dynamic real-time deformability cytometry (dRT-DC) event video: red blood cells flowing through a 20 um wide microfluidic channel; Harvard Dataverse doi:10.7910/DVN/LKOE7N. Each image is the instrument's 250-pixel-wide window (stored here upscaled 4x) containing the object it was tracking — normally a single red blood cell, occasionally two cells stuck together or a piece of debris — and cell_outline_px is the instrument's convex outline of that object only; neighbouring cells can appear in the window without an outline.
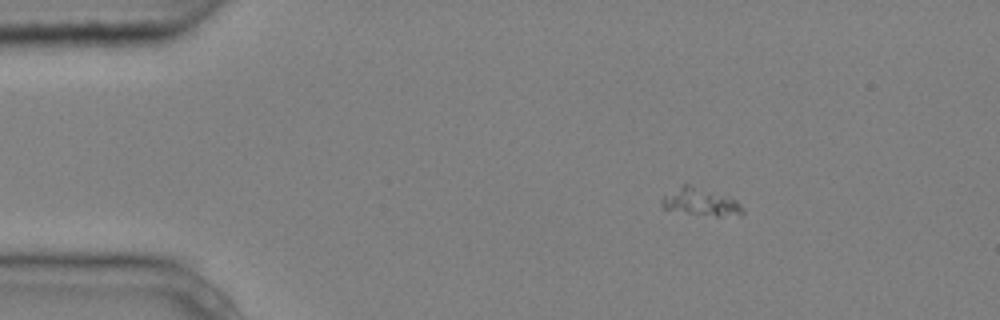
{"species": "common noctule bat (a hibernating species)", "species_latin": "Nyctalus noctula", "temperature_condition": "cold", "stored_images_in_passage": 2, "camera_frame_rate_fps": 3000, "um_per_image_px": 0.085, "animal": {"sex": "male", "body_mass_g": 20.4}, "frame": {"image": 1, "passage_image": 1, "time_ms": 0.0, "image_size_px": [1000, 320], "cell_outline_px": [[744, 212], [720, 216], [716, 216], [688, 212], [664, 208], [660, 204], [660, 200], [664, 196], [680, 184], [688, 184], [736, 200], [744, 208]], "centroid_in_image_um": [59.5, 17.14], "position_along_channel_um": 25.5, "area_um2": 12.31}}